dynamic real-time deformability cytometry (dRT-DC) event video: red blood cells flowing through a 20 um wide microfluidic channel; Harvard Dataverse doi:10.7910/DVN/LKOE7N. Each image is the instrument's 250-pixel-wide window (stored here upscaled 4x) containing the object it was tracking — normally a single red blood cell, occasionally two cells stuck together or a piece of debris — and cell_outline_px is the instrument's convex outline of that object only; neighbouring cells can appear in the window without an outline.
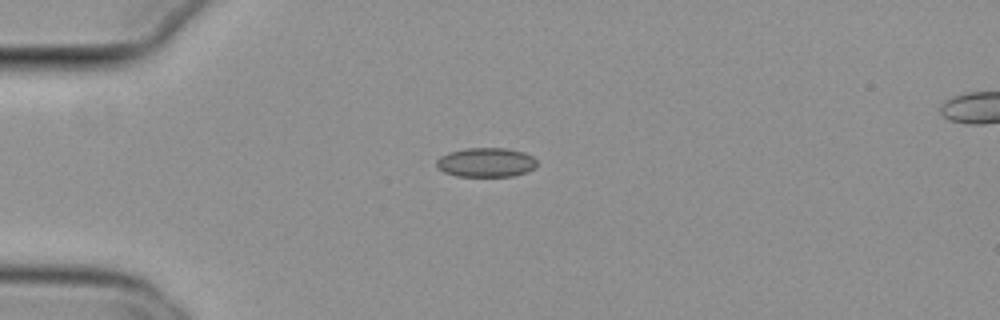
{"species": "common noctule bat (a hibernating species)", "species_latin": "Nyctalus noctula", "temperature_condition": "cold", "stored_images_in_passage": 35, "camera_frame_rate_fps": 3000, "um_per_image_px": 0.085, "animal": {"sex": "female", "body_mass_g": 29.2, "forearm_length_mm": 56.3}, "frame": {"image": 1, "passage_image": 1, "time_ms": 0.0, "image_size_px": [1000, 320], "cell_outline_px": [[536, 168], [512, 176], [456, 176], [444, 172], [436, 168], [436, 160], [440, 156], [448, 152], [464, 148], [508, 148], [524, 152], [532, 156], [536, 160]], "centroid_in_image_um": [41.28, 13.79], "position_along_channel_um": 43.7, "area_um2": 17.28}}
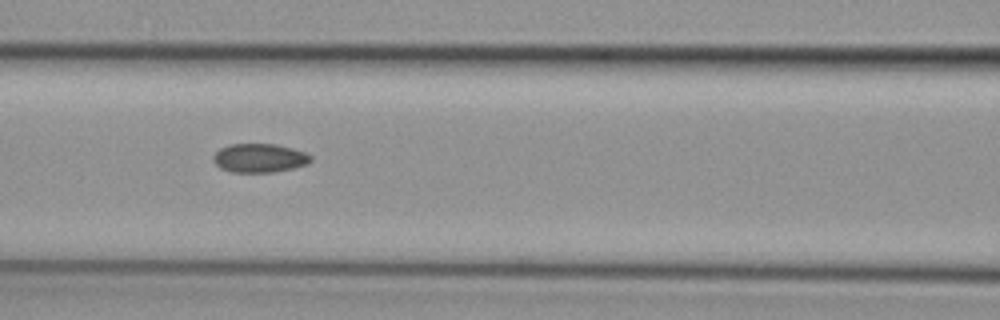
{"frame": {"image": 2, "passage_image": 11, "time_ms": 3.333, "image_size_px": [1000, 320], "cell_outline_px": [[312, 160], [308, 164], [292, 168], [272, 172], [232, 172], [220, 168], [212, 160], [212, 156], [220, 148], [228, 144], [276, 144], [292, 148], [304, 152], [312, 156]], "centroid_in_image_um": [22.04, 13.43], "position_along_channel_um": 144.6, "area_um2": 16.42}}
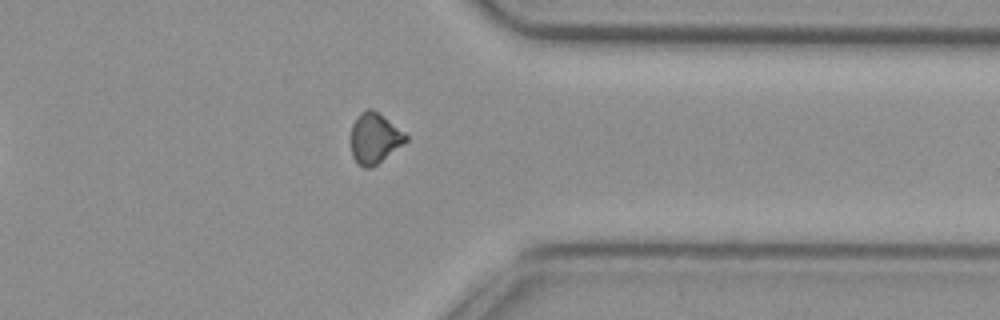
{"frame": {"image": 3, "passage_image": 30, "time_ms": 9.667, "image_size_px": [1000, 320], "cell_outline_px": [[408, 140], [404, 144], [372, 168], [364, 168], [356, 164], [352, 156], [352, 124], [356, 116], [364, 108], [372, 108], [404, 132], [408, 136]], "centroid_in_image_um": [31.83, 11.76], "position_along_channel_um": 379.6, "area_um2": 16.3}, "authors_computed_cell_mechanics": {"area_um2": 16.4152, "velocity_mm_per_s": 3.8012, "shape_relaxation_time_tau1_ms": null, "shape_relaxation_time_tau2_ms": 6.6593, "deformation_change_tau1": null, "deformation_change_tau2": 0.0912}}